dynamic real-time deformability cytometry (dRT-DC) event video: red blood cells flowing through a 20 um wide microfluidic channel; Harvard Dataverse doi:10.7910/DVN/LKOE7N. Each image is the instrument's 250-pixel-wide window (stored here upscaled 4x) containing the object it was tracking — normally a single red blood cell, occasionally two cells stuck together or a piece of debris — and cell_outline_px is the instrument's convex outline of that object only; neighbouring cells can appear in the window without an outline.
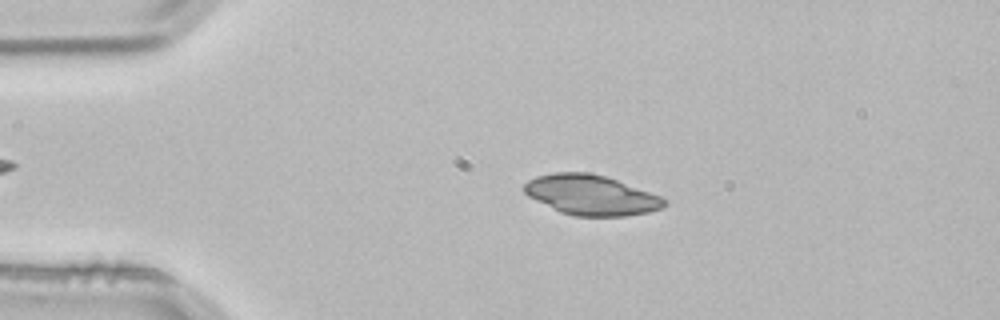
{"species": "common noctule bat (a hibernating species)", "species_latin": "Nyctalus noctula", "temperature_condition": "room temperature", "stored_images_in_passage": 5, "camera_frame_rate_fps": 3000, "um_per_image_px": 0.085, "animal": {"sex": "male", "body_mass_g": 21.5, "forearm_length_mm": 52.0}, "frame": {"image": 1, "passage_image": 4, "time_ms": 1.0, "image_size_px": [1000, 320], "cell_outline_px": [[668, 204], [664, 208], [648, 212], [624, 216], [572, 216], [560, 212], [528, 196], [524, 192], [524, 184], [528, 180], [536, 176], [556, 172], [588, 172], [604, 176], [616, 180], [660, 196], [668, 200]], "centroid_in_image_um": [50.25, 16.58], "position_along_channel_um": 34.8, "area_um2": 32.6}}